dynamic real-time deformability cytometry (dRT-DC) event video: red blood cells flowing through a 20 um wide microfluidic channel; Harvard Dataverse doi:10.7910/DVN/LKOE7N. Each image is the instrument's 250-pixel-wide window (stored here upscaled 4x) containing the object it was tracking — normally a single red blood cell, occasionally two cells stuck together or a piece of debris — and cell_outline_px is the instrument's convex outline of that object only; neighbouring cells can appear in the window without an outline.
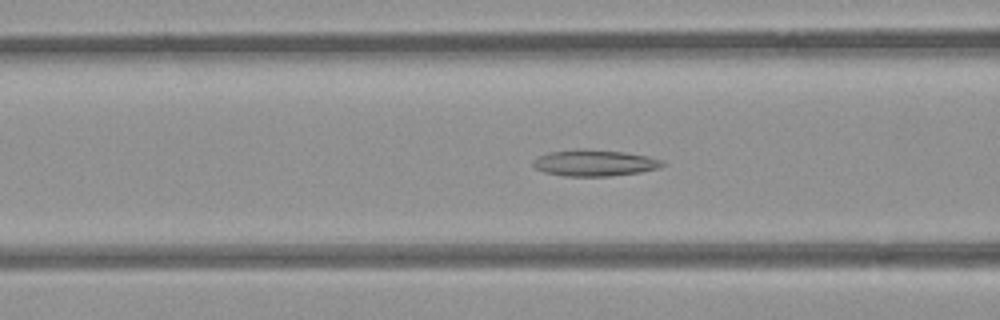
{"species": "common noctule bat (a hibernating species)", "species_latin": "Nyctalus noctula", "temperature_condition": "room temperature", "stored_images_in_passage": 43, "camera_frame_rate_fps": 3000, "um_per_image_px": 0.085, "animal": {"sex": "female", "body_mass_g": 21.9}, "frame": {"image": 1, "passage_image": 11, "time_ms": 3.333, "image_size_px": [1000, 320], "cell_outline_px": [[664, 164], [660, 168], [640, 172], [608, 176], [564, 176], [544, 172], [536, 168], [532, 164], [532, 160], [548, 152], [624, 152], [648, 156], [664, 160]], "centroid_in_image_um": [50.59, 13.9], "position_along_channel_um": 116.0, "area_um2": 18.84}}
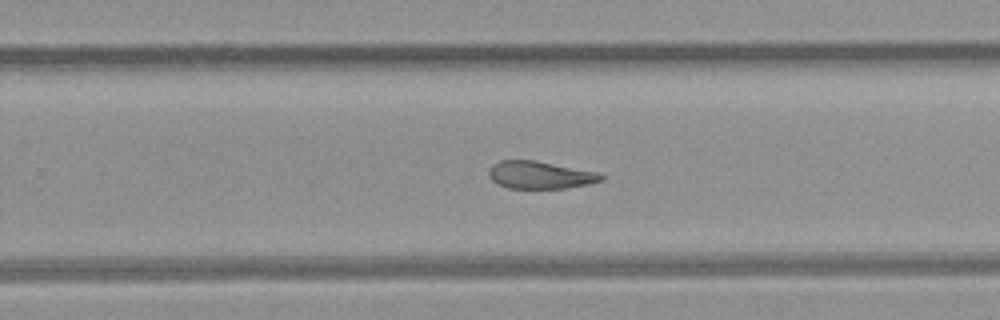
{"frame": {"image": 2, "passage_image": 24, "time_ms": 7.667, "image_size_px": [1000, 320], "cell_outline_px": [[604, 180], [588, 184], [564, 188], [508, 188], [492, 180], [488, 176], [488, 168], [492, 164], [500, 160], [536, 160], [600, 172], [604, 176]], "centroid_in_image_um": [45.92, 14.86], "position_along_channel_um": 283.9, "area_um2": 18.21}}
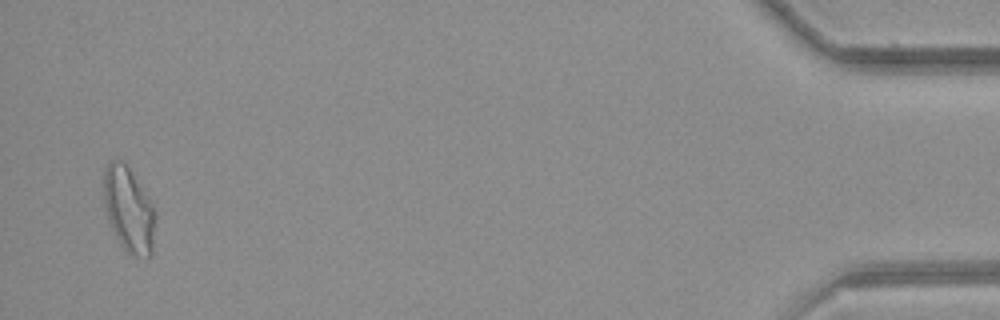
{"frame": {"image": 3, "passage_image": 42, "time_ms": 13.667, "image_size_px": [1000, 320], "cell_outline_px": [[156, 216], [152, 252], [148, 256], [136, 256], [128, 252], [120, 244], [112, 228], [108, 216], [104, 200], [104, 168], [112, 160], [124, 160], [148, 196], [156, 212]], "centroid_in_image_um": [10.96, 17.79], "position_along_channel_um": 424.2, "area_um2": 25.37}, "authors_computed_cell_mechanics": {"area_um2": 20.4034, "velocity_mm_per_s": 3.8716, "shape_relaxation_time_tau1_ms": null, "shape_relaxation_time_tau2_ms": 4.2129, "deformation_change_tau1": null, "deformation_change_tau2": 0.1296}}